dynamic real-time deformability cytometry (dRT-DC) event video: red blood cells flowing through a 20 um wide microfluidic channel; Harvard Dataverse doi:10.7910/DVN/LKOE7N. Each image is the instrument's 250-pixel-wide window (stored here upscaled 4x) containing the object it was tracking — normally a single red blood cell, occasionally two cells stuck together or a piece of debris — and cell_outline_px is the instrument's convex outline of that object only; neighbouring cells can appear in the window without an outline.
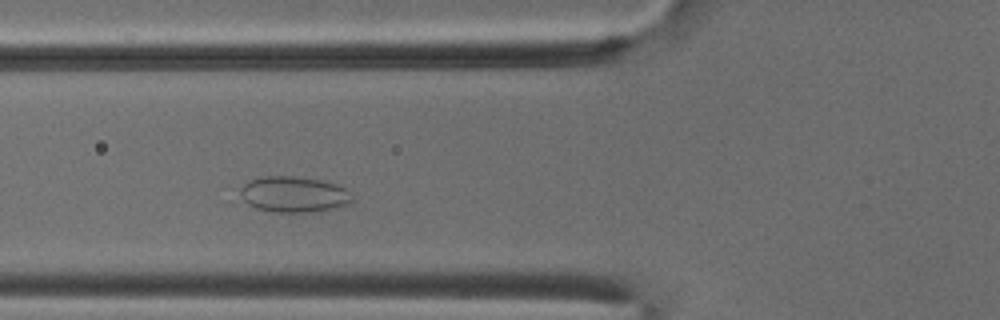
{"species": "common noctule bat (a hibernating species)", "species_latin": "Nyctalus noctula", "temperature_condition": "cold", "stored_images_in_passage": 45, "camera_frame_rate_fps": 3000, "um_per_image_px": 0.085, "animal": {"sex": "male", "body_mass_g": 18.8}, "frame": {"image": 1, "passage_image": 12, "time_ms": 3.667, "image_size_px": [1000, 320], "cell_outline_px": [[352, 200], [348, 204], [320, 212], [276, 212], [256, 208], [248, 204], [244, 200], [240, 192], [240, 188], [248, 180], [260, 176], [292, 176], [320, 180], [336, 184], [344, 188], [352, 196]], "centroid_in_image_um": [24.96, 16.52], "position_along_channel_um": 100.8, "area_um2": 23.41}}
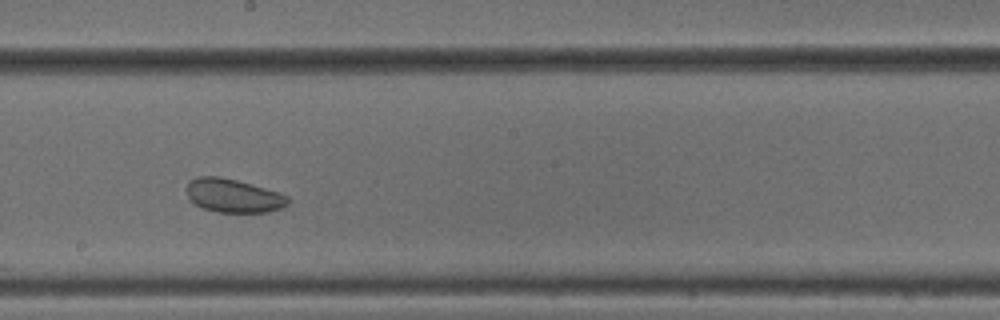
{"frame": {"image": 2, "passage_image": 22, "time_ms": 7.0, "image_size_px": [1000, 320], "cell_outline_px": [[288, 204], [280, 208], [268, 212], [216, 212], [204, 208], [196, 204], [188, 196], [184, 188], [192, 180], [200, 176], [216, 176], [236, 180], [264, 188], [288, 196]], "centroid_in_image_um": [19.81, 16.64], "position_along_channel_um": 228.4, "area_um2": 19.48}}
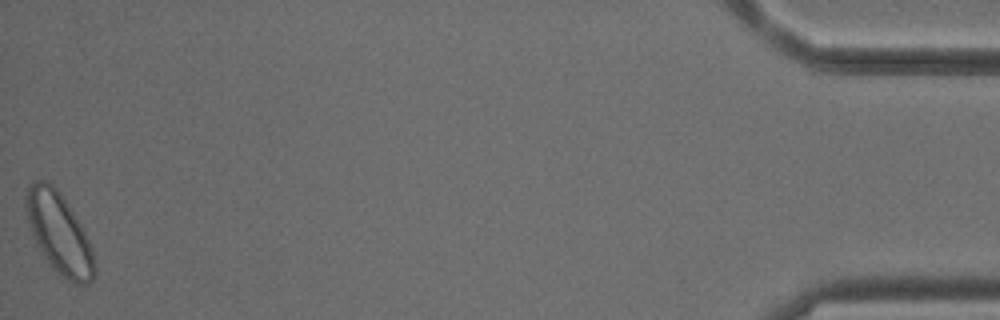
{"frame": {"image": 3, "passage_image": 45, "time_ms": 14.667, "image_size_px": [1000, 320], "cell_outline_px": [[96, 276], [88, 284], [76, 284], [68, 280], [56, 272], [48, 264], [36, 248], [24, 212], [24, 196], [28, 184], [36, 180], [44, 180], [52, 184], [60, 192], [80, 224], [92, 248], [96, 268]], "centroid_in_image_um": [4.97, 19.83], "position_along_channel_um": 430.2, "area_um2": 32.89}, "authors_computed_cell_mechanics": {"area_um2": 23.5824, "velocity_mm_per_s": 3.8167, "shape_relaxation_time_tau1_ms": null, "shape_relaxation_time_tau2_ms": 4.2391, "deformation_change_tau1": null, "deformation_change_tau2": 0.0871}}